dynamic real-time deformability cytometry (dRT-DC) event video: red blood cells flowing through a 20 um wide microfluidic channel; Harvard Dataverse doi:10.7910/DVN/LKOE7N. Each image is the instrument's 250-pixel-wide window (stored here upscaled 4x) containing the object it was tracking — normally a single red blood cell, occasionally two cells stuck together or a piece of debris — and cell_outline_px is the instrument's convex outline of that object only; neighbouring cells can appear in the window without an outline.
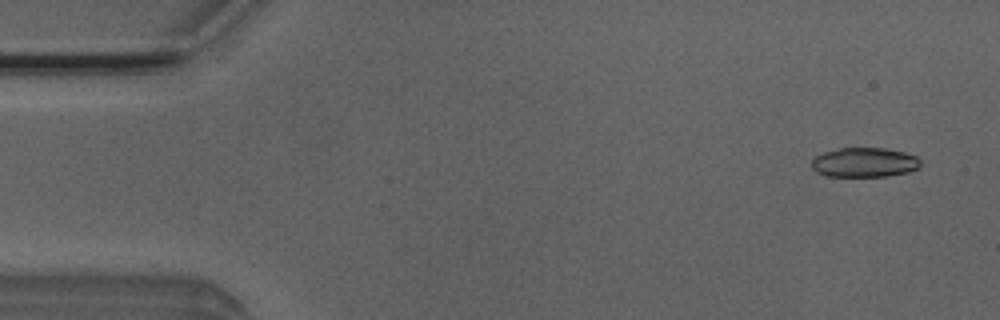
{"species": "Egyptian fruit bat (a non-hibernating species)", "species_latin": "Rousettus aegyptiacus", "temperature_condition": "room temperature", "stored_images_in_passage": 7, "camera_frame_rate_fps": 3000, "um_per_image_px": 0.085, "animal": {"sex": "male"}, "frame": {"image": 1, "passage_image": 1, "time_ms": 0.0, "image_size_px": [1000, 320], "cell_outline_px": [[920, 168], [908, 172], [884, 176], [828, 176], [816, 172], [812, 168], [812, 160], [816, 156], [824, 152], [840, 148], [884, 148], [904, 152], [916, 156], [920, 160]], "centroid_in_image_um": [73.48, 13.8], "position_along_channel_um": 11.5, "area_um2": 18.67}}
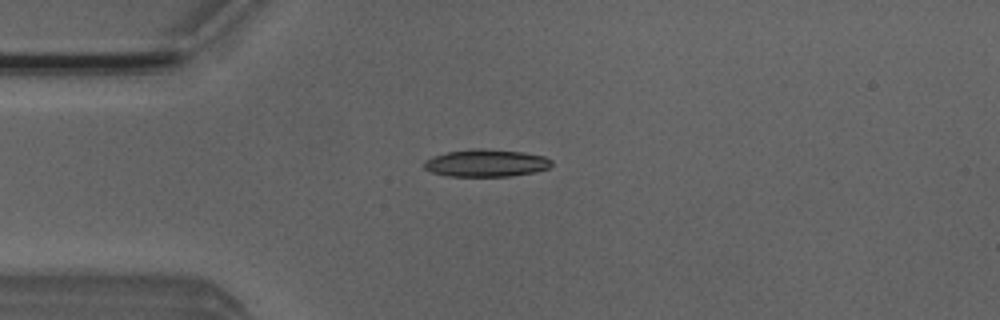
{"frame": {"image": 2, "passage_image": 4, "time_ms": 1.0, "image_size_px": [1000, 320], "cell_outline_px": [[552, 164], [548, 168], [532, 172], [508, 176], [448, 176], [432, 172], [424, 168], [424, 160], [432, 156], [448, 152], [476, 148], [480, 148], [524, 152], [544, 156], [552, 160]], "centroid_in_image_um": [41.3, 13.85], "position_along_channel_um": 43.7, "area_um2": 20.23}}